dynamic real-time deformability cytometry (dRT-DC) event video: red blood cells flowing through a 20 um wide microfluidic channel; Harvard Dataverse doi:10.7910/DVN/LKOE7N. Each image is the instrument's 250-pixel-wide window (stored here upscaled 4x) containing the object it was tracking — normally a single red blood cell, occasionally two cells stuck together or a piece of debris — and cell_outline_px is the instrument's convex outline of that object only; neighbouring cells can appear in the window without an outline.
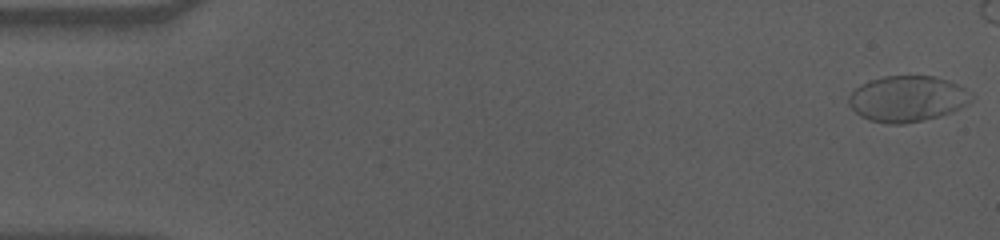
{"species": "human", "species_latin": "Homo sapiens", "temperature_condition": "cold", "stored_images_in_passage": 51, "camera_frame_rate_fps": 3000, "um_per_image_px": 0.085, "donor": {"sex": "male"}, "frame": {"image": 1, "passage_image": 1, "time_ms": 0.0, "image_size_px": [1000, 240], "cell_outline_px": [[972, 100], [960, 108], [952, 112], [940, 116], [924, 120], [904, 124], [888, 124], [868, 120], [860, 116], [848, 104], [848, 96], [856, 88], [872, 80], [884, 76], [932, 76], [948, 80], [972, 92]], "centroid_in_image_um": [77.13, 8.41], "position_along_channel_um": 7.9, "area_um2": 32.77}}
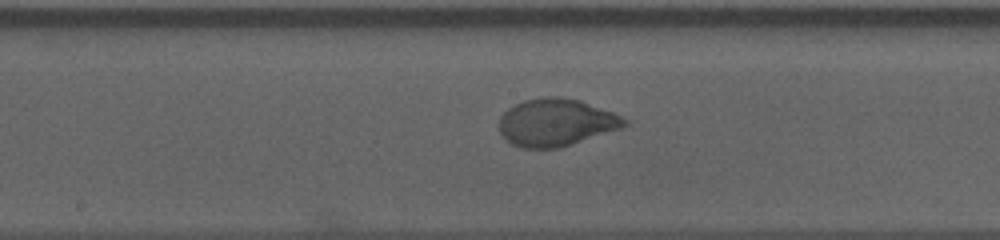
{"frame": {"image": 2, "passage_image": 30, "time_ms": 9.667, "image_size_px": [1000, 240], "cell_outline_px": [[628, 124], [620, 128], [560, 148], [520, 148], [512, 144], [500, 132], [500, 116], [508, 108], [524, 100], [544, 96], [560, 96], [580, 100], [612, 112], [628, 120]], "centroid_in_image_um": [47.25, 10.4], "position_along_channel_um": 200.9, "area_um2": 34.45}}
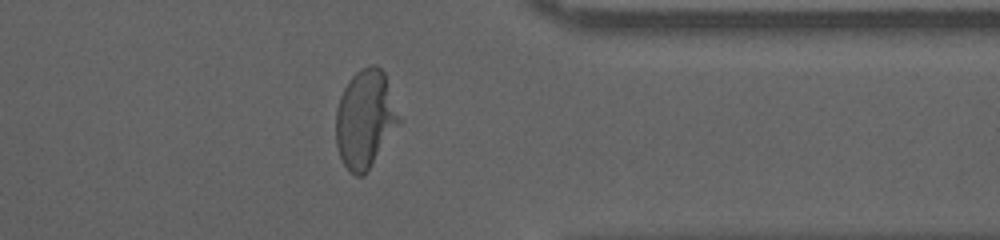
{"frame": {"image": 3, "passage_image": 46, "time_ms": 15.0, "image_size_px": [1000, 240], "cell_outline_px": [[400, 120], [364, 176], [356, 176], [348, 172], [340, 156], [336, 144], [336, 108], [340, 96], [348, 80], [360, 68], [368, 64], [376, 64], [384, 72]], "centroid_in_image_um": [30.99, 10.09], "position_along_channel_um": 380.4, "area_um2": 35.55}}